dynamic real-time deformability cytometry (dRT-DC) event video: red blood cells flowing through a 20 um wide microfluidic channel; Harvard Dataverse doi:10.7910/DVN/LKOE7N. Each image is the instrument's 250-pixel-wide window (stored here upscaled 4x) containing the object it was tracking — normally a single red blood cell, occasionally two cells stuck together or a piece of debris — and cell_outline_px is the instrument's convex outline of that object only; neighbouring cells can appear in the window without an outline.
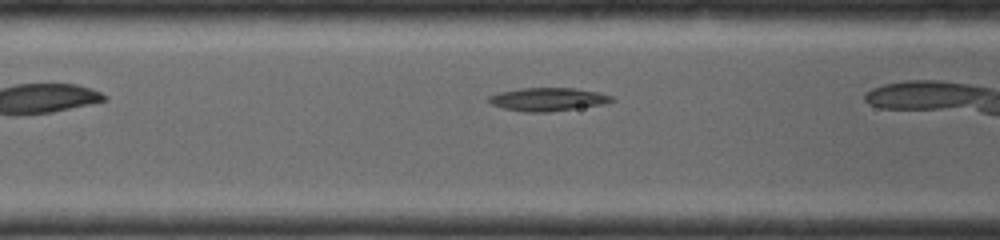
{"species": "common noctule bat (a hibernating species)", "species_latin": "Nyctalus noctula", "temperature_condition": "room temperature", "stored_images_in_passage": 28, "camera_frame_rate_fps": 4000, "um_per_image_px": 0.085, "animal": {"sex": "female", "body_mass_g": 19.0, "forearm_length_mm": 56.7}, "frame": {"image": 1, "passage_image": 5, "time_ms": 1.0, "image_size_px": [1000, 240], "cell_outline_px": [[612, 100], [600, 104], [548, 112], [528, 112], [504, 108], [492, 104], [488, 100], [488, 96], [500, 92], [520, 88], [576, 88], [596, 92], [612, 96]], "centroid_in_image_um": [46.5, 8.43], "position_along_channel_um": 120.1, "area_um2": 16.18}}
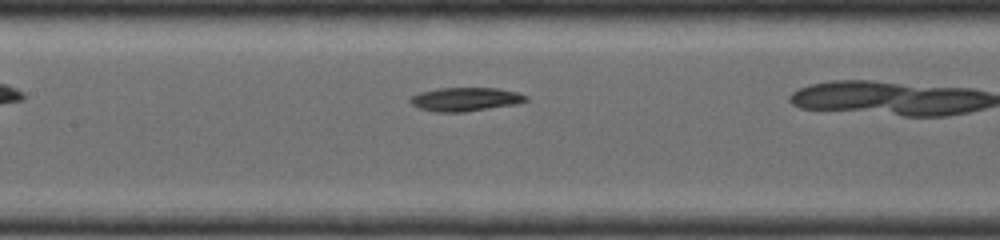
{"frame": {"image": 2, "passage_image": 9, "time_ms": 2.0, "image_size_px": [1000, 240], "cell_outline_px": [[528, 100], [516, 104], [464, 112], [440, 112], [420, 108], [412, 104], [408, 100], [412, 96], [420, 92], [440, 88], [500, 88], [516, 92], [528, 96]], "centroid_in_image_um": [39.58, 8.43], "position_along_channel_um": 167.8, "area_um2": 15.84}}